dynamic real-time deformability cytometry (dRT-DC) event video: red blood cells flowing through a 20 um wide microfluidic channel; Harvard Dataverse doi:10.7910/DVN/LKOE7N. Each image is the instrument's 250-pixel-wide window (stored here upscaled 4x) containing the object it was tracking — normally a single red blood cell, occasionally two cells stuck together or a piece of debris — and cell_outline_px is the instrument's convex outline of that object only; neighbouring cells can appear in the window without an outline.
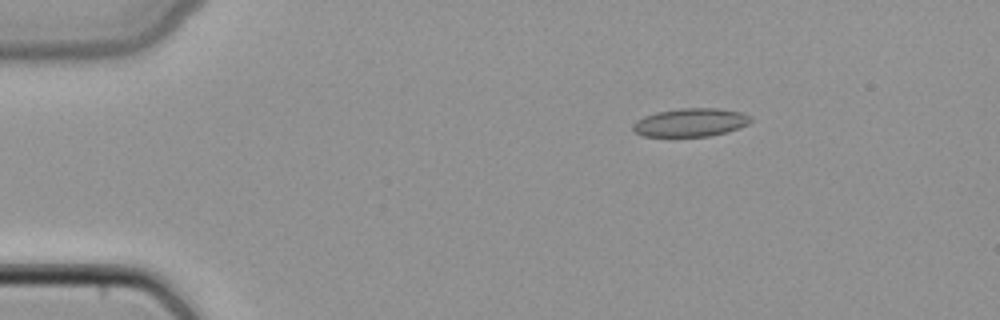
{"species": "common noctule bat (a hibernating species)", "species_latin": "Nyctalus noctula", "temperature_condition": "cold", "stored_images_in_passage": 41, "camera_frame_rate_fps": 3000, "um_per_image_px": 0.085, "animal": {"sex": "female", "body_mass_g": 22.7, "forearm_length_mm": 54.2}, "frame": {"image": 1, "passage_image": 1, "time_ms": 0.0, "image_size_px": [1000, 320], "cell_outline_px": [[752, 120], [748, 124], [740, 128], [728, 132], [708, 136], [644, 136], [636, 132], [632, 128], [632, 124], [636, 120], [644, 116], [656, 112], [680, 108], [720, 108], [740, 112], [752, 116]], "centroid_in_image_um": [58.72, 10.4], "position_along_channel_um": 26.3, "area_um2": 19.54}}
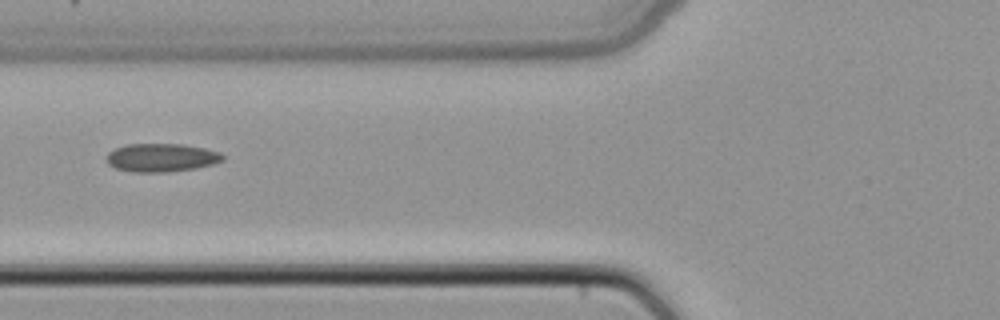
{"frame": {"image": 2, "passage_image": 12, "time_ms": 3.667, "image_size_px": [1000, 320], "cell_outline_px": [[224, 160], [212, 164], [196, 168], [164, 172], [132, 172], [116, 168], [108, 164], [108, 152], [116, 148], [128, 144], [180, 144], [204, 148], [220, 152], [224, 156]], "centroid_in_image_um": [13.73, 13.4], "position_along_channel_um": 112.1, "area_um2": 19.02}}
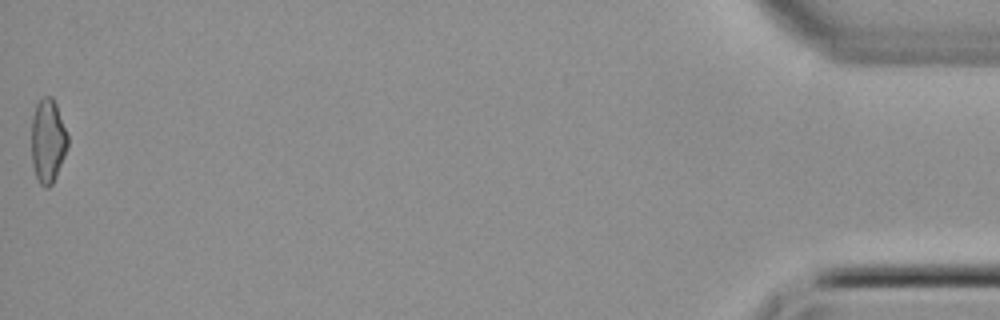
{"frame": {"image": 3, "passage_image": 41, "time_ms": 13.333, "image_size_px": [1000, 320], "cell_outline_px": [[68, 144], [64, 156], [56, 176], [52, 184], [48, 188], [44, 188], [40, 184], [36, 176], [32, 164], [32, 116], [36, 104], [44, 96], [52, 96], [56, 104], [68, 136]], "centroid_in_image_um": [4.06, 11.98], "position_along_channel_um": 431.1, "area_um2": 17.63}}